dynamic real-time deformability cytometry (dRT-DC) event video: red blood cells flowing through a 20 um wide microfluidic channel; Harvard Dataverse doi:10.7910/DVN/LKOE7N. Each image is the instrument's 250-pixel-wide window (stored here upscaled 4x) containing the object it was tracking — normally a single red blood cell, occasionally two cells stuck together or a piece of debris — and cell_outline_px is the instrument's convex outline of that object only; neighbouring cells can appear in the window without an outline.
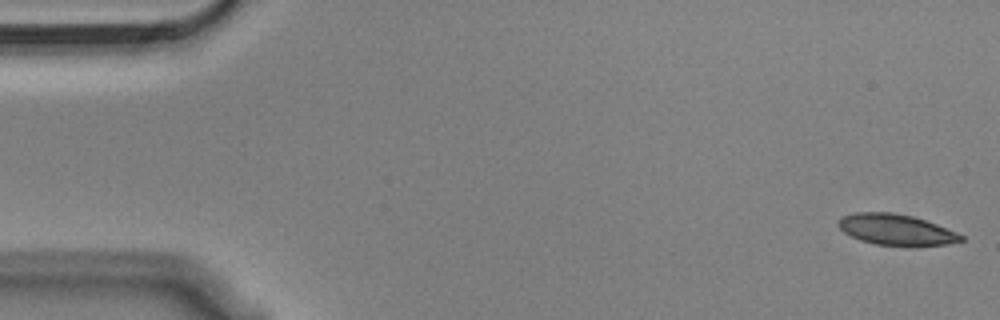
{"species": "Egyptian fruit bat (a non-hibernating species)", "species_latin": "Rousettus aegyptiacus", "temperature_condition": "cold", "stored_images_in_passage": 51, "camera_frame_rate_fps": 3000, "um_per_image_px": 0.085, "animal": {"sex": "male"}, "frame": {"image": 1, "passage_image": 1, "time_ms": 0.0, "image_size_px": [1000, 320], "cell_outline_px": [[964, 240], [948, 244], [876, 244], [860, 240], [844, 232], [836, 224], [840, 216], [856, 212], [892, 212], [912, 216], [936, 224], [956, 232], [964, 236]], "centroid_in_image_um": [76.11, 19.48], "position_along_channel_um": 8.9, "area_um2": 21.56}}
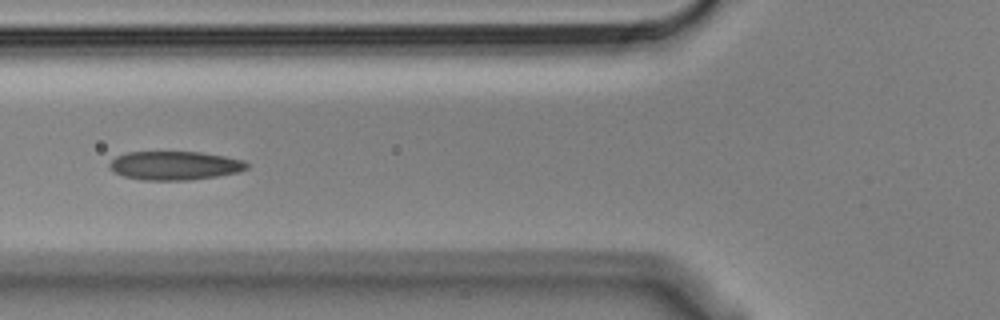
{"frame": {"image": 2, "passage_image": 20, "time_ms": 6.333, "image_size_px": [1000, 320], "cell_outline_px": [[248, 168], [240, 172], [216, 176], [188, 180], [140, 180], [124, 176], [108, 168], [108, 164], [116, 156], [128, 152], [200, 152], [224, 156], [244, 160], [248, 164]], "centroid_in_image_um": [14.85, 14.07], "position_along_channel_um": 110.9, "area_um2": 23.0}}
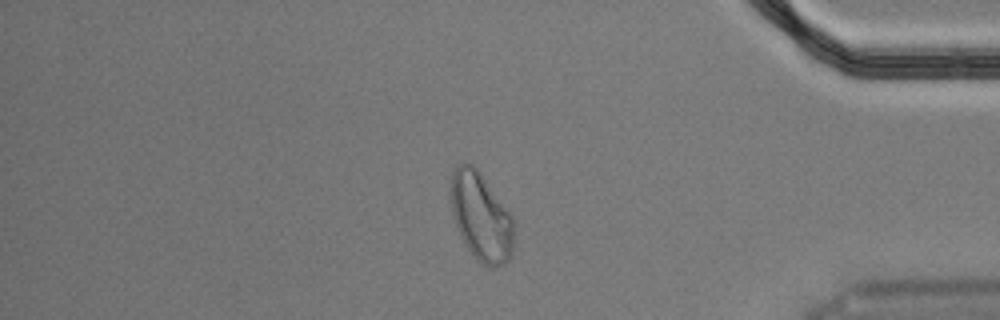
{"frame": {"image": 3, "passage_image": 46, "time_ms": 15.0, "image_size_px": [1000, 320], "cell_outline_px": [[512, 256], [504, 264], [492, 268], [484, 264], [468, 248], [460, 236], [452, 216], [448, 192], [452, 172], [460, 164], [472, 164], [480, 172], [512, 216]], "centroid_in_image_um": [40.84, 18.4], "position_along_channel_um": 394.4, "area_um2": 32.25}}